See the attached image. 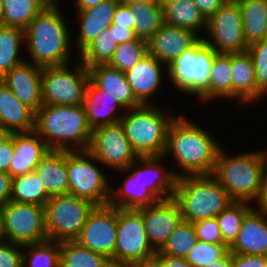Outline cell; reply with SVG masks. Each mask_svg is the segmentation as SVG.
Wrapping results in <instances>:
<instances>
[{"instance_id": "1", "label": "cell", "mask_w": 267, "mask_h": 267, "mask_svg": "<svg viewBox=\"0 0 267 267\" xmlns=\"http://www.w3.org/2000/svg\"><path fill=\"white\" fill-rule=\"evenodd\" d=\"M34 131L45 141L50 150L60 151L88 150L92 134L83 104L71 106L43 104L36 112ZM69 142L72 143L70 144L72 147Z\"/></svg>"}, {"instance_id": "2", "label": "cell", "mask_w": 267, "mask_h": 267, "mask_svg": "<svg viewBox=\"0 0 267 267\" xmlns=\"http://www.w3.org/2000/svg\"><path fill=\"white\" fill-rule=\"evenodd\" d=\"M220 149L208 131L182 116L175 117L169 127L164 157L173 152L187 175L212 174Z\"/></svg>"}, {"instance_id": "3", "label": "cell", "mask_w": 267, "mask_h": 267, "mask_svg": "<svg viewBox=\"0 0 267 267\" xmlns=\"http://www.w3.org/2000/svg\"><path fill=\"white\" fill-rule=\"evenodd\" d=\"M58 6H48L24 29L33 64L40 67L68 65L70 37L58 11Z\"/></svg>"}, {"instance_id": "4", "label": "cell", "mask_w": 267, "mask_h": 267, "mask_svg": "<svg viewBox=\"0 0 267 267\" xmlns=\"http://www.w3.org/2000/svg\"><path fill=\"white\" fill-rule=\"evenodd\" d=\"M173 198L177 201L182 219L194 223L216 217L234 200L212 174H180Z\"/></svg>"}, {"instance_id": "5", "label": "cell", "mask_w": 267, "mask_h": 267, "mask_svg": "<svg viewBox=\"0 0 267 267\" xmlns=\"http://www.w3.org/2000/svg\"><path fill=\"white\" fill-rule=\"evenodd\" d=\"M265 157L264 152L227 157L221 148L212 175L234 201L257 200L261 190Z\"/></svg>"}, {"instance_id": "6", "label": "cell", "mask_w": 267, "mask_h": 267, "mask_svg": "<svg viewBox=\"0 0 267 267\" xmlns=\"http://www.w3.org/2000/svg\"><path fill=\"white\" fill-rule=\"evenodd\" d=\"M130 111L119 122L137 156L163 157L168 130L175 118L166 116L151 104L141 105Z\"/></svg>"}, {"instance_id": "7", "label": "cell", "mask_w": 267, "mask_h": 267, "mask_svg": "<svg viewBox=\"0 0 267 267\" xmlns=\"http://www.w3.org/2000/svg\"><path fill=\"white\" fill-rule=\"evenodd\" d=\"M216 53L204 38L184 50L167 66L174 86L185 93L198 94L202 102L207 101L210 72Z\"/></svg>"}, {"instance_id": "8", "label": "cell", "mask_w": 267, "mask_h": 267, "mask_svg": "<svg viewBox=\"0 0 267 267\" xmlns=\"http://www.w3.org/2000/svg\"><path fill=\"white\" fill-rule=\"evenodd\" d=\"M95 206L71 194L51 196L45 205L47 239L55 242L76 240Z\"/></svg>"}, {"instance_id": "9", "label": "cell", "mask_w": 267, "mask_h": 267, "mask_svg": "<svg viewBox=\"0 0 267 267\" xmlns=\"http://www.w3.org/2000/svg\"><path fill=\"white\" fill-rule=\"evenodd\" d=\"M90 160L96 159L88 150L66 151L69 194L86 199L96 206L107 205L112 191L108 187V179Z\"/></svg>"}, {"instance_id": "10", "label": "cell", "mask_w": 267, "mask_h": 267, "mask_svg": "<svg viewBox=\"0 0 267 267\" xmlns=\"http://www.w3.org/2000/svg\"><path fill=\"white\" fill-rule=\"evenodd\" d=\"M90 81L89 70L80 61L71 72L67 65L43 67L42 100L44 104L81 105Z\"/></svg>"}, {"instance_id": "11", "label": "cell", "mask_w": 267, "mask_h": 267, "mask_svg": "<svg viewBox=\"0 0 267 267\" xmlns=\"http://www.w3.org/2000/svg\"><path fill=\"white\" fill-rule=\"evenodd\" d=\"M156 250L148 241L142 214L117 208V235L114 261L130 265L152 260Z\"/></svg>"}, {"instance_id": "12", "label": "cell", "mask_w": 267, "mask_h": 267, "mask_svg": "<svg viewBox=\"0 0 267 267\" xmlns=\"http://www.w3.org/2000/svg\"><path fill=\"white\" fill-rule=\"evenodd\" d=\"M1 209L9 242L24 246L47 240L45 206L9 201Z\"/></svg>"}, {"instance_id": "13", "label": "cell", "mask_w": 267, "mask_h": 267, "mask_svg": "<svg viewBox=\"0 0 267 267\" xmlns=\"http://www.w3.org/2000/svg\"><path fill=\"white\" fill-rule=\"evenodd\" d=\"M88 151L96 162L123 172L134 169L139 158L126 138L120 122L94 128Z\"/></svg>"}, {"instance_id": "14", "label": "cell", "mask_w": 267, "mask_h": 267, "mask_svg": "<svg viewBox=\"0 0 267 267\" xmlns=\"http://www.w3.org/2000/svg\"><path fill=\"white\" fill-rule=\"evenodd\" d=\"M213 42L204 39L217 53L234 54L248 50L243 34L242 13L238 2L226 1L206 21Z\"/></svg>"}, {"instance_id": "15", "label": "cell", "mask_w": 267, "mask_h": 267, "mask_svg": "<svg viewBox=\"0 0 267 267\" xmlns=\"http://www.w3.org/2000/svg\"><path fill=\"white\" fill-rule=\"evenodd\" d=\"M116 235L117 208L107 204L94 207L75 241L114 261Z\"/></svg>"}, {"instance_id": "16", "label": "cell", "mask_w": 267, "mask_h": 267, "mask_svg": "<svg viewBox=\"0 0 267 267\" xmlns=\"http://www.w3.org/2000/svg\"><path fill=\"white\" fill-rule=\"evenodd\" d=\"M138 211L142 214L148 241L156 251L163 247L183 220L180 207L173 197L158 200L153 205Z\"/></svg>"}, {"instance_id": "17", "label": "cell", "mask_w": 267, "mask_h": 267, "mask_svg": "<svg viewBox=\"0 0 267 267\" xmlns=\"http://www.w3.org/2000/svg\"><path fill=\"white\" fill-rule=\"evenodd\" d=\"M42 70L37 65L22 63L13 67L0 81L3 82L22 103L35 112L43 106Z\"/></svg>"}, {"instance_id": "18", "label": "cell", "mask_w": 267, "mask_h": 267, "mask_svg": "<svg viewBox=\"0 0 267 267\" xmlns=\"http://www.w3.org/2000/svg\"><path fill=\"white\" fill-rule=\"evenodd\" d=\"M199 39L200 37L190 30L164 23L147 41V53L168 66Z\"/></svg>"}, {"instance_id": "19", "label": "cell", "mask_w": 267, "mask_h": 267, "mask_svg": "<svg viewBox=\"0 0 267 267\" xmlns=\"http://www.w3.org/2000/svg\"><path fill=\"white\" fill-rule=\"evenodd\" d=\"M267 212L252 209L243 219L234 243L229 247L232 254L267 256Z\"/></svg>"}, {"instance_id": "20", "label": "cell", "mask_w": 267, "mask_h": 267, "mask_svg": "<svg viewBox=\"0 0 267 267\" xmlns=\"http://www.w3.org/2000/svg\"><path fill=\"white\" fill-rule=\"evenodd\" d=\"M36 112L19 101L12 91L0 81V131L21 133L35 130Z\"/></svg>"}, {"instance_id": "21", "label": "cell", "mask_w": 267, "mask_h": 267, "mask_svg": "<svg viewBox=\"0 0 267 267\" xmlns=\"http://www.w3.org/2000/svg\"><path fill=\"white\" fill-rule=\"evenodd\" d=\"M49 150L35 131L14 133V155L8 173L14 178L33 172Z\"/></svg>"}, {"instance_id": "22", "label": "cell", "mask_w": 267, "mask_h": 267, "mask_svg": "<svg viewBox=\"0 0 267 267\" xmlns=\"http://www.w3.org/2000/svg\"><path fill=\"white\" fill-rule=\"evenodd\" d=\"M88 70L90 79L112 99L117 100L123 108L132 109L141 106L135 99L124 72L108 64L91 66Z\"/></svg>"}, {"instance_id": "23", "label": "cell", "mask_w": 267, "mask_h": 267, "mask_svg": "<svg viewBox=\"0 0 267 267\" xmlns=\"http://www.w3.org/2000/svg\"><path fill=\"white\" fill-rule=\"evenodd\" d=\"M161 63L154 56L147 53L129 71L125 73L131 85L135 99L141 105H150L148 97L155 93L161 83Z\"/></svg>"}, {"instance_id": "24", "label": "cell", "mask_w": 267, "mask_h": 267, "mask_svg": "<svg viewBox=\"0 0 267 267\" xmlns=\"http://www.w3.org/2000/svg\"><path fill=\"white\" fill-rule=\"evenodd\" d=\"M34 171L50 197L69 194L66 151L49 150Z\"/></svg>"}, {"instance_id": "25", "label": "cell", "mask_w": 267, "mask_h": 267, "mask_svg": "<svg viewBox=\"0 0 267 267\" xmlns=\"http://www.w3.org/2000/svg\"><path fill=\"white\" fill-rule=\"evenodd\" d=\"M118 0H104L96 7L79 10L80 35L77 39V48L80 53L93 39L99 36L113 23Z\"/></svg>"}, {"instance_id": "26", "label": "cell", "mask_w": 267, "mask_h": 267, "mask_svg": "<svg viewBox=\"0 0 267 267\" xmlns=\"http://www.w3.org/2000/svg\"><path fill=\"white\" fill-rule=\"evenodd\" d=\"M83 106L87 123L92 130L100 126L119 123L122 118L112 114L116 108L123 106L101 90L91 79L85 93Z\"/></svg>"}, {"instance_id": "27", "label": "cell", "mask_w": 267, "mask_h": 267, "mask_svg": "<svg viewBox=\"0 0 267 267\" xmlns=\"http://www.w3.org/2000/svg\"><path fill=\"white\" fill-rule=\"evenodd\" d=\"M143 167L140 166L135 172L131 171V175L124 181V185L120 187L125 198H115L119 196V192H112L109 199V205L127 209L138 210L148 207L156 203L159 199L145 186L143 181ZM120 199V200H119Z\"/></svg>"}, {"instance_id": "28", "label": "cell", "mask_w": 267, "mask_h": 267, "mask_svg": "<svg viewBox=\"0 0 267 267\" xmlns=\"http://www.w3.org/2000/svg\"><path fill=\"white\" fill-rule=\"evenodd\" d=\"M232 97L250 102L257 99L255 69L250 54H231Z\"/></svg>"}, {"instance_id": "29", "label": "cell", "mask_w": 267, "mask_h": 267, "mask_svg": "<svg viewBox=\"0 0 267 267\" xmlns=\"http://www.w3.org/2000/svg\"><path fill=\"white\" fill-rule=\"evenodd\" d=\"M243 34L248 46L267 38V0H239Z\"/></svg>"}, {"instance_id": "30", "label": "cell", "mask_w": 267, "mask_h": 267, "mask_svg": "<svg viewBox=\"0 0 267 267\" xmlns=\"http://www.w3.org/2000/svg\"><path fill=\"white\" fill-rule=\"evenodd\" d=\"M162 159V156L157 157H139L138 160L143 166V180L145 175L152 176L157 175L155 179L154 177H149L144 180L145 186L159 199L165 200L173 197L175 184L180 174H176L173 170L170 172L164 171L159 166V161ZM162 170V172H161ZM164 173V174H163ZM157 179V180H156ZM163 195V196H162Z\"/></svg>"}, {"instance_id": "31", "label": "cell", "mask_w": 267, "mask_h": 267, "mask_svg": "<svg viewBox=\"0 0 267 267\" xmlns=\"http://www.w3.org/2000/svg\"><path fill=\"white\" fill-rule=\"evenodd\" d=\"M164 23L190 30L194 33L199 28L206 29V20L200 14L192 0H177L163 7Z\"/></svg>"}, {"instance_id": "32", "label": "cell", "mask_w": 267, "mask_h": 267, "mask_svg": "<svg viewBox=\"0 0 267 267\" xmlns=\"http://www.w3.org/2000/svg\"><path fill=\"white\" fill-rule=\"evenodd\" d=\"M129 7L136 38L147 42L164 24L163 7L158 3H133Z\"/></svg>"}, {"instance_id": "33", "label": "cell", "mask_w": 267, "mask_h": 267, "mask_svg": "<svg viewBox=\"0 0 267 267\" xmlns=\"http://www.w3.org/2000/svg\"><path fill=\"white\" fill-rule=\"evenodd\" d=\"M118 46L114 36V24L93 39L79 54L80 61L88 69L99 64H108Z\"/></svg>"}, {"instance_id": "34", "label": "cell", "mask_w": 267, "mask_h": 267, "mask_svg": "<svg viewBox=\"0 0 267 267\" xmlns=\"http://www.w3.org/2000/svg\"><path fill=\"white\" fill-rule=\"evenodd\" d=\"M3 25L25 29L45 8L42 0H2Z\"/></svg>"}, {"instance_id": "35", "label": "cell", "mask_w": 267, "mask_h": 267, "mask_svg": "<svg viewBox=\"0 0 267 267\" xmlns=\"http://www.w3.org/2000/svg\"><path fill=\"white\" fill-rule=\"evenodd\" d=\"M49 198L35 171L13 178L10 201L45 206Z\"/></svg>"}, {"instance_id": "36", "label": "cell", "mask_w": 267, "mask_h": 267, "mask_svg": "<svg viewBox=\"0 0 267 267\" xmlns=\"http://www.w3.org/2000/svg\"><path fill=\"white\" fill-rule=\"evenodd\" d=\"M216 97L232 98L231 54L216 53L212 63L208 100Z\"/></svg>"}, {"instance_id": "37", "label": "cell", "mask_w": 267, "mask_h": 267, "mask_svg": "<svg viewBox=\"0 0 267 267\" xmlns=\"http://www.w3.org/2000/svg\"><path fill=\"white\" fill-rule=\"evenodd\" d=\"M24 40V30L0 25V79L24 60L18 58Z\"/></svg>"}, {"instance_id": "38", "label": "cell", "mask_w": 267, "mask_h": 267, "mask_svg": "<svg viewBox=\"0 0 267 267\" xmlns=\"http://www.w3.org/2000/svg\"><path fill=\"white\" fill-rule=\"evenodd\" d=\"M108 260L75 240L60 242V267H102Z\"/></svg>"}, {"instance_id": "39", "label": "cell", "mask_w": 267, "mask_h": 267, "mask_svg": "<svg viewBox=\"0 0 267 267\" xmlns=\"http://www.w3.org/2000/svg\"><path fill=\"white\" fill-rule=\"evenodd\" d=\"M252 209L245 201H234L216 216L223 241L228 247L236 240L243 219Z\"/></svg>"}, {"instance_id": "40", "label": "cell", "mask_w": 267, "mask_h": 267, "mask_svg": "<svg viewBox=\"0 0 267 267\" xmlns=\"http://www.w3.org/2000/svg\"><path fill=\"white\" fill-rule=\"evenodd\" d=\"M197 241L193 223L182 220L159 252L166 256L185 258Z\"/></svg>"}, {"instance_id": "41", "label": "cell", "mask_w": 267, "mask_h": 267, "mask_svg": "<svg viewBox=\"0 0 267 267\" xmlns=\"http://www.w3.org/2000/svg\"><path fill=\"white\" fill-rule=\"evenodd\" d=\"M23 249L29 250L31 254L30 257H27V253L23 254V267L28 264L29 267H60V242L47 239L39 243L24 245Z\"/></svg>"}, {"instance_id": "42", "label": "cell", "mask_w": 267, "mask_h": 267, "mask_svg": "<svg viewBox=\"0 0 267 267\" xmlns=\"http://www.w3.org/2000/svg\"><path fill=\"white\" fill-rule=\"evenodd\" d=\"M147 54V42L134 39L127 43L118 44L109 66L126 73Z\"/></svg>"}, {"instance_id": "43", "label": "cell", "mask_w": 267, "mask_h": 267, "mask_svg": "<svg viewBox=\"0 0 267 267\" xmlns=\"http://www.w3.org/2000/svg\"><path fill=\"white\" fill-rule=\"evenodd\" d=\"M229 247L226 244H214L197 241L185 257L191 267H206L220 259Z\"/></svg>"}, {"instance_id": "44", "label": "cell", "mask_w": 267, "mask_h": 267, "mask_svg": "<svg viewBox=\"0 0 267 267\" xmlns=\"http://www.w3.org/2000/svg\"><path fill=\"white\" fill-rule=\"evenodd\" d=\"M256 77L257 98L267 92V38L248 46Z\"/></svg>"}, {"instance_id": "45", "label": "cell", "mask_w": 267, "mask_h": 267, "mask_svg": "<svg viewBox=\"0 0 267 267\" xmlns=\"http://www.w3.org/2000/svg\"><path fill=\"white\" fill-rule=\"evenodd\" d=\"M193 226L199 241L225 244L216 217L198 220Z\"/></svg>"}, {"instance_id": "46", "label": "cell", "mask_w": 267, "mask_h": 267, "mask_svg": "<svg viewBox=\"0 0 267 267\" xmlns=\"http://www.w3.org/2000/svg\"><path fill=\"white\" fill-rule=\"evenodd\" d=\"M23 249L22 245L12 242L0 243V267H23Z\"/></svg>"}, {"instance_id": "47", "label": "cell", "mask_w": 267, "mask_h": 267, "mask_svg": "<svg viewBox=\"0 0 267 267\" xmlns=\"http://www.w3.org/2000/svg\"><path fill=\"white\" fill-rule=\"evenodd\" d=\"M14 155V133L0 134V172L8 173Z\"/></svg>"}, {"instance_id": "48", "label": "cell", "mask_w": 267, "mask_h": 267, "mask_svg": "<svg viewBox=\"0 0 267 267\" xmlns=\"http://www.w3.org/2000/svg\"><path fill=\"white\" fill-rule=\"evenodd\" d=\"M265 256L232 254V267H264Z\"/></svg>"}, {"instance_id": "49", "label": "cell", "mask_w": 267, "mask_h": 267, "mask_svg": "<svg viewBox=\"0 0 267 267\" xmlns=\"http://www.w3.org/2000/svg\"><path fill=\"white\" fill-rule=\"evenodd\" d=\"M112 24L118 25V27L134 30L132 12L129 5L118 3Z\"/></svg>"}, {"instance_id": "50", "label": "cell", "mask_w": 267, "mask_h": 267, "mask_svg": "<svg viewBox=\"0 0 267 267\" xmlns=\"http://www.w3.org/2000/svg\"><path fill=\"white\" fill-rule=\"evenodd\" d=\"M207 21L226 2L225 0H192Z\"/></svg>"}, {"instance_id": "51", "label": "cell", "mask_w": 267, "mask_h": 267, "mask_svg": "<svg viewBox=\"0 0 267 267\" xmlns=\"http://www.w3.org/2000/svg\"><path fill=\"white\" fill-rule=\"evenodd\" d=\"M152 260L157 267H191L185 258L166 256L159 251H156Z\"/></svg>"}, {"instance_id": "52", "label": "cell", "mask_w": 267, "mask_h": 267, "mask_svg": "<svg viewBox=\"0 0 267 267\" xmlns=\"http://www.w3.org/2000/svg\"><path fill=\"white\" fill-rule=\"evenodd\" d=\"M13 178L9 173L0 172V206L11 200Z\"/></svg>"}, {"instance_id": "53", "label": "cell", "mask_w": 267, "mask_h": 267, "mask_svg": "<svg viewBox=\"0 0 267 267\" xmlns=\"http://www.w3.org/2000/svg\"><path fill=\"white\" fill-rule=\"evenodd\" d=\"M267 159L265 160V165L263 168V174H262V182H261V190L258 196V201H259V210L267 212V166L266 163Z\"/></svg>"}, {"instance_id": "54", "label": "cell", "mask_w": 267, "mask_h": 267, "mask_svg": "<svg viewBox=\"0 0 267 267\" xmlns=\"http://www.w3.org/2000/svg\"><path fill=\"white\" fill-rule=\"evenodd\" d=\"M114 36L118 44L127 43L136 39L134 30L118 27L114 24Z\"/></svg>"}, {"instance_id": "55", "label": "cell", "mask_w": 267, "mask_h": 267, "mask_svg": "<svg viewBox=\"0 0 267 267\" xmlns=\"http://www.w3.org/2000/svg\"><path fill=\"white\" fill-rule=\"evenodd\" d=\"M206 267H232V253L228 250L220 259Z\"/></svg>"}, {"instance_id": "56", "label": "cell", "mask_w": 267, "mask_h": 267, "mask_svg": "<svg viewBox=\"0 0 267 267\" xmlns=\"http://www.w3.org/2000/svg\"><path fill=\"white\" fill-rule=\"evenodd\" d=\"M104 0H76L78 10H85L96 7Z\"/></svg>"}, {"instance_id": "57", "label": "cell", "mask_w": 267, "mask_h": 267, "mask_svg": "<svg viewBox=\"0 0 267 267\" xmlns=\"http://www.w3.org/2000/svg\"><path fill=\"white\" fill-rule=\"evenodd\" d=\"M128 267H157L156 263L153 260L145 262H136L128 265Z\"/></svg>"}, {"instance_id": "58", "label": "cell", "mask_w": 267, "mask_h": 267, "mask_svg": "<svg viewBox=\"0 0 267 267\" xmlns=\"http://www.w3.org/2000/svg\"><path fill=\"white\" fill-rule=\"evenodd\" d=\"M119 3L131 5L133 3H158V0H118Z\"/></svg>"}, {"instance_id": "59", "label": "cell", "mask_w": 267, "mask_h": 267, "mask_svg": "<svg viewBox=\"0 0 267 267\" xmlns=\"http://www.w3.org/2000/svg\"><path fill=\"white\" fill-rule=\"evenodd\" d=\"M5 237L6 236L4 233L3 212L0 206V243H3Z\"/></svg>"}, {"instance_id": "60", "label": "cell", "mask_w": 267, "mask_h": 267, "mask_svg": "<svg viewBox=\"0 0 267 267\" xmlns=\"http://www.w3.org/2000/svg\"><path fill=\"white\" fill-rule=\"evenodd\" d=\"M102 267H128V265L119 263L117 261L108 260Z\"/></svg>"}, {"instance_id": "61", "label": "cell", "mask_w": 267, "mask_h": 267, "mask_svg": "<svg viewBox=\"0 0 267 267\" xmlns=\"http://www.w3.org/2000/svg\"><path fill=\"white\" fill-rule=\"evenodd\" d=\"M177 0H158V4L161 6V7H164L166 4H169L171 2H175Z\"/></svg>"}, {"instance_id": "62", "label": "cell", "mask_w": 267, "mask_h": 267, "mask_svg": "<svg viewBox=\"0 0 267 267\" xmlns=\"http://www.w3.org/2000/svg\"><path fill=\"white\" fill-rule=\"evenodd\" d=\"M0 25H3V3L0 0Z\"/></svg>"}, {"instance_id": "63", "label": "cell", "mask_w": 267, "mask_h": 267, "mask_svg": "<svg viewBox=\"0 0 267 267\" xmlns=\"http://www.w3.org/2000/svg\"><path fill=\"white\" fill-rule=\"evenodd\" d=\"M48 6H55L57 5L56 0H42Z\"/></svg>"}, {"instance_id": "64", "label": "cell", "mask_w": 267, "mask_h": 267, "mask_svg": "<svg viewBox=\"0 0 267 267\" xmlns=\"http://www.w3.org/2000/svg\"><path fill=\"white\" fill-rule=\"evenodd\" d=\"M264 267H267V256H265V266Z\"/></svg>"}, {"instance_id": "65", "label": "cell", "mask_w": 267, "mask_h": 267, "mask_svg": "<svg viewBox=\"0 0 267 267\" xmlns=\"http://www.w3.org/2000/svg\"><path fill=\"white\" fill-rule=\"evenodd\" d=\"M225 1L238 2L239 0H225Z\"/></svg>"}]
</instances>
